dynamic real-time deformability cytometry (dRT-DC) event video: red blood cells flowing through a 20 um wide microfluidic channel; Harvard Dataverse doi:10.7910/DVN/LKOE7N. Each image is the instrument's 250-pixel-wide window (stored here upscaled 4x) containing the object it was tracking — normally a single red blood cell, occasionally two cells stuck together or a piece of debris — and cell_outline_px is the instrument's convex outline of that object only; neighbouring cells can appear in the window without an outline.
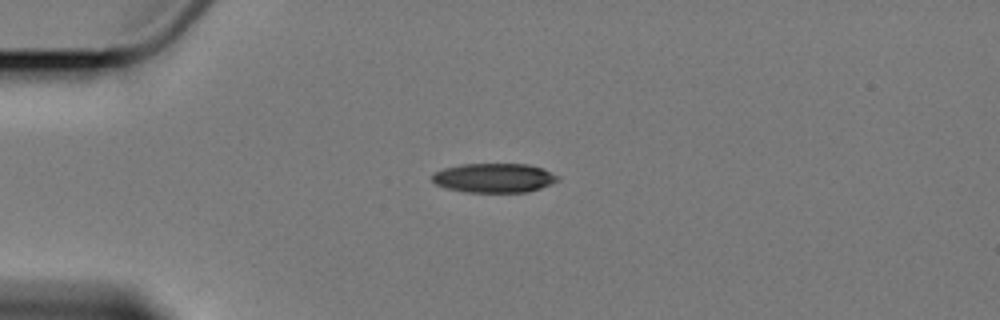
{"species": "Egyptian fruit bat (a non-hibernating species)", "species_latin": "Rousettus aegyptiacus", "temperature_condition": "cold", "stored_images_in_passage": 7, "camera_frame_rate_fps": 3000, "um_per_image_px": 0.085, "animal": {"sex": "female"}, "frame": {"image": 1, "passage_image": 5, "time_ms": 4.667, "image_size_px": [1000, 320], "cell_outline_px": [[560, 180], [552, 184], [528, 192], [464, 192], [448, 188], [436, 184], [432, 180], [432, 176], [436, 172], [444, 168], [464, 164], [528, 164], [544, 168], [560, 176]], "centroid_in_image_um": [42.06, 15.12], "position_along_channel_um": 42.9, "area_um2": 21.5}}
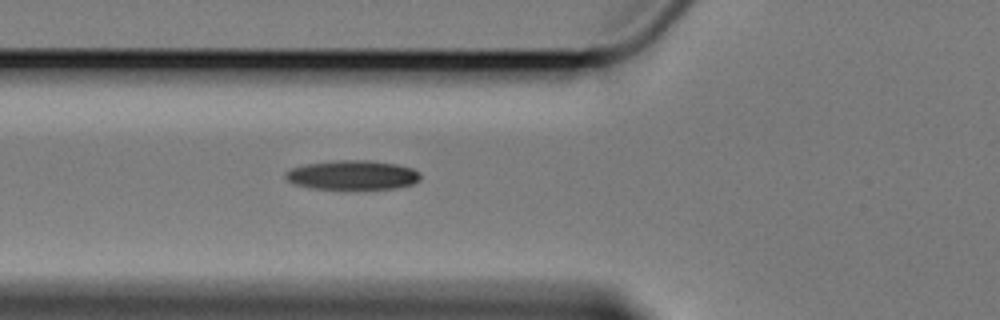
{"frame": {"image": 2, "passage_image": 7, "time_ms": 7.0, "image_size_px": [1000, 320], "cell_outline_px": [[420, 180], [412, 184], [396, 188], [308, 188], [292, 184], [284, 176], [284, 172], [292, 168], [304, 164], [336, 160], [368, 160], [396, 164], [412, 168], [420, 172]], "centroid_in_image_um": [29.93, 14.87], "position_along_channel_um": 95.9, "area_um2": 23.0}}